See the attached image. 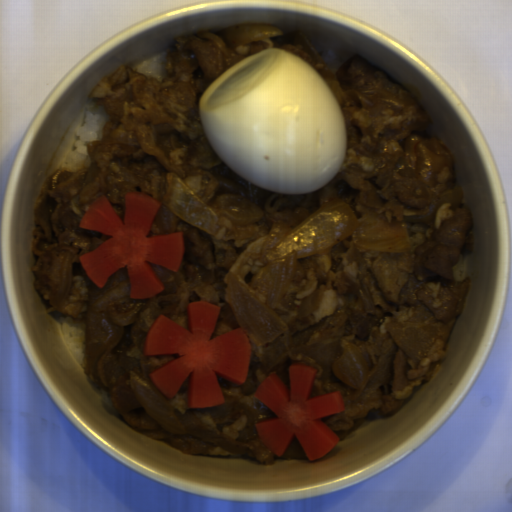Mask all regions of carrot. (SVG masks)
I'll return each instance as SVG.
<instances>
[{"mask_svg":"<svg viewBox=\"0 0 512 512\" xmlns=\"http://www.w3.org/2000/svg\"><path fill=\"white\" fill-rule=\"evenodd\" d=\"M317 371L314 367L291 365L290 392L273 371L253 394L277 416L255 424L261 443L277 457L286 453L293 437L310 461L319 460L339 442L337 435L317 419L344 411V399L339 391L309 398Z\"/></svg>","mask_w":512,"mask_h":512,"instance_id":"carrot-3","label":"carrot"},{"mask_svg":"<svg viewBox=\"0 0 512 512\" xmlns=\"http://www.w3.org/2000/svg\"><path fill=\"white\" fill-rule=\"evenodd\" d=\"M221 307L207 302L187 306L188 330L157 316L145 336L146 356H175L154 369V386L170 400L188 381V408L213 407L225 403L219 377L236 384L245 383L252 347L245 330L237 329L211 338Z\"/></svg>","mask_w":512,"mask_h":512,"instance_id":"carrot-1","label":"carrot"},{"mask_svg":"<svg viewBox=\"0 0 512 512\" xmlns=\"http://www.w3.org/2000/svg\"><path fill=\"white\" fill-rule=\"evenodd\" d=\"M160 202L140 192H127L123 220L106 197H98L79 225L112 236L91 253L79 255L89 279L100 289L109 276L127 267L132 299H151L164 290L148 262L180 271L183 260L182 232L148 237Z\"/></svg>","mask_w":512,"mask_h":512,"instance_id":"carrot-2","label":"carrot"}]
</instances>
